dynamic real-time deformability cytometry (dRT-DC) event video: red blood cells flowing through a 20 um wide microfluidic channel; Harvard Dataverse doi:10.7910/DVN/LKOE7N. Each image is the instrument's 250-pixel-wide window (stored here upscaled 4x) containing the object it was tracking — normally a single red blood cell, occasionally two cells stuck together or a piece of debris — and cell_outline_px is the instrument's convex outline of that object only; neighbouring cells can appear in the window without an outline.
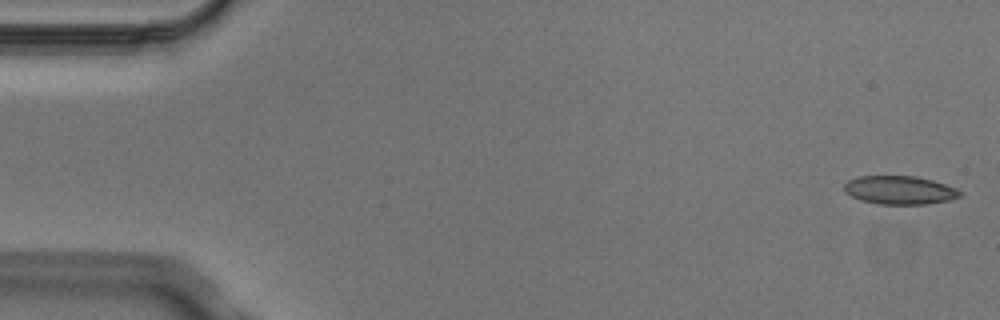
{"species": "Egyptian fruit bat (a non-hibernating species)", "species_latin": "Rousettus aegyptiacus", "temperature_condition": "cold", "stored_images_in_passage": 8, "camera_frame_rate_fps": 3000, "um_per_image_px": 0.085, "animal": {"sex": "male"}, "frame": {"image": 1, "passage_image": 1, "time_ms": 0.0, "image_size_px": [1000, 320], "cell_outline_px": [[964, 196], [948, 200], [928, 204], [876, 204], [860, 200], [844, 192], [844, 184], [848, 180], [856, 176], [916, 176], [932, 180], [956, 188], [964, 192]], "centroid_in_image_um": [76.48, 16.16], "position_along_channel_um": 8.5, "area_um2": 19.42}}
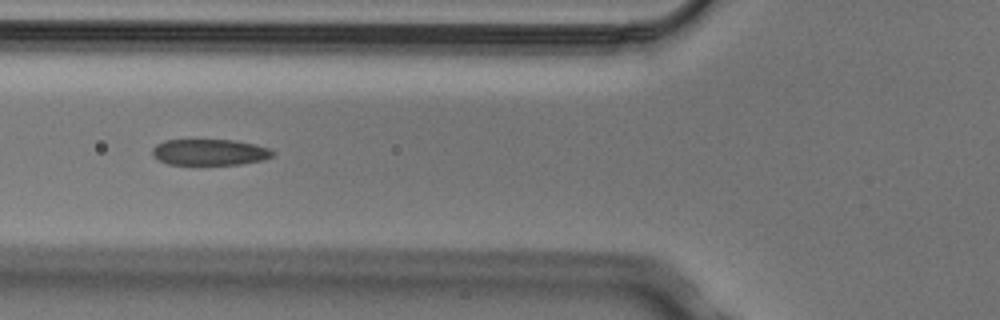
{"frame": {"image": 2, "passage_image": 6, "time_ms": 1.667, "image_size_px": [1000, 320], "cell_outline_px": [[276, 152], [272, 156], [264, 160], [240, 164], [168, 164], [160, 160], [152, 152], [152, 148], [156, 144], [164, 140], [236, 140], [256, 144], [272, 148]], "centroid_in_image_um": [17.89, 12.92], "position_along_channel_um": 107.9, "area_um2": 18.38}}
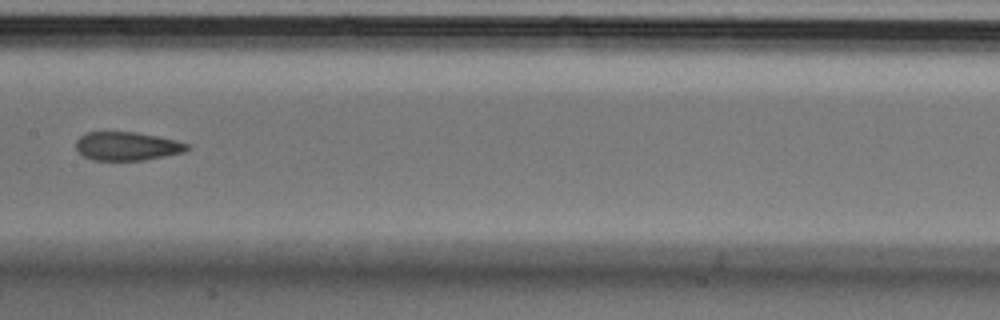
{"frame": {"image": 3, "passage_image": 8, "time_ms": 2.333, "image_size_px": [1000, 320], "cell_outline_px": [[188, 148], [184, 152], [144, 160], [92, 160], [84, 156], [76, 148], [76, 140], [80, 136], [88, 132], [136, 132], [176, 140], [188, 144]], "centroid_in_image_um": [10.78, 12.42], "position_along_channel_um": 196.6, "area_um2": 18.32}}